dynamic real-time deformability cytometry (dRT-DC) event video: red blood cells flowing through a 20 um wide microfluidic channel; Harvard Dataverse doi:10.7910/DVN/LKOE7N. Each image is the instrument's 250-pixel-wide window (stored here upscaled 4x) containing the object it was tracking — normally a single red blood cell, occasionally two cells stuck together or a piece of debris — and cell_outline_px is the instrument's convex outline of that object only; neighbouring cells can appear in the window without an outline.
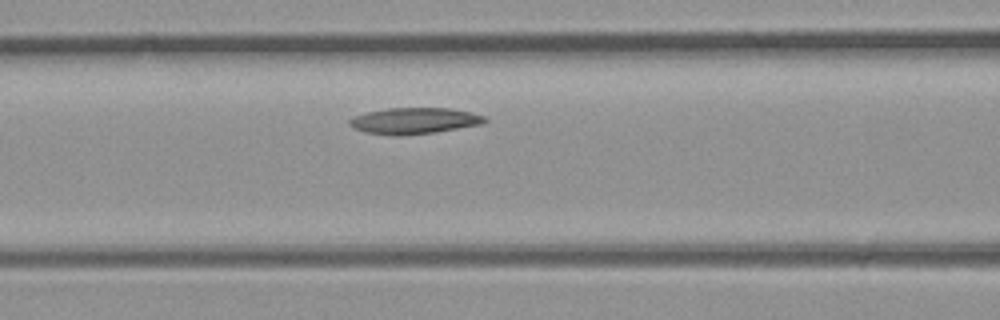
{"species": "common noctule bat (a hibernating species)", "species_latin": "Nyctalus noctula", "temperature_condition": "room temperature", "stored_images_in_passage": 18, "camera_frame_rate_fps": 3000, "um_per_image_px": 0.085, "animal": {"sex": "male", "body_mass_g": 23.1, "forearm_length_mm": 52.7}, "frame": {"image": 1, "passage_image": 8, "time_ms": 2.333, "image_size_px": [1000, 320], "cell_outline_px": [[488, 120], [484, 124], [436, 132], [404, 136], [392, 136], [364, 132], [352, 128], [348, 124], [348, 120], [352, 116], [368, 112], [388, 108], [448, 108], [472, 112], [484, 116]], "centroid_in_image_um": [35.19, 10.28], "position_along_channel_um": 131.4, "area_um2": 21.04}}
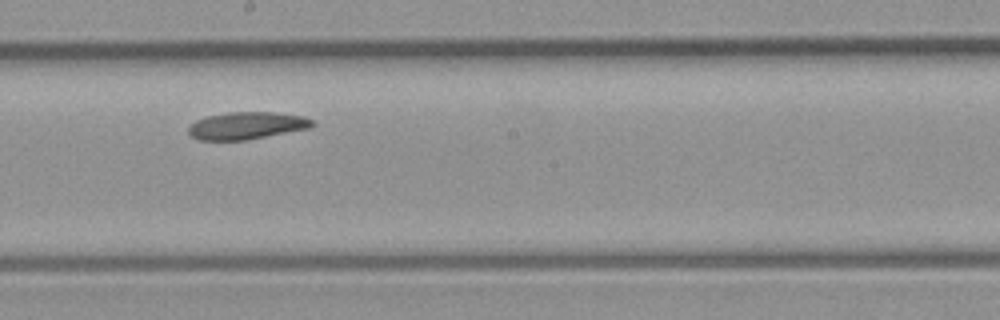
{"frame": {"image": 2, "passage_image": 13, "time_ms": 4.0, "image_size_px": [1000, 320], "cell_outline_px": [[316, 124], [312, 128], [248, 140], [196, 140], [188, 132], [188, 128], [196, 120], [208, 116], [228, 112], [276, 112], [304, 116], [312, 120]], "centroid_in_image_um": [21.02, 10.68], "position_along_channel_um": 227.2, "area_um2": 19.94}}
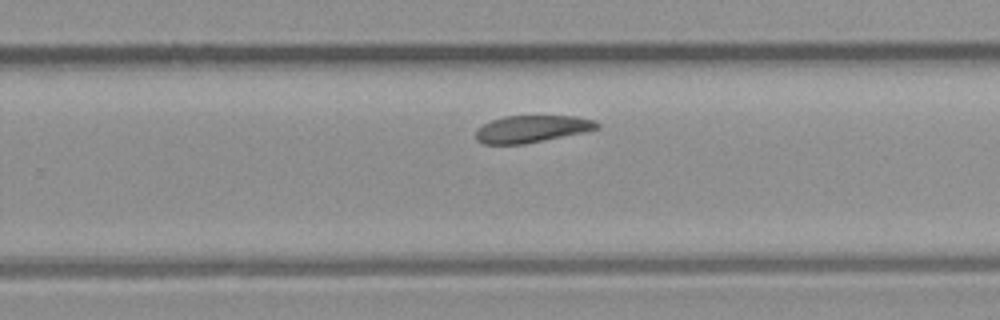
{"frame": {"image": 3, "passage_image": 16, "time_ms": 5.0, "image_size_px": [1000, 320], "cell_outline_px": [[600, 128], [584, 132], [524, 144], [484, 144], [476, 140], [476, 132], [484, 124], [492, 120], [504, 116], [576, 116], [596, 120], [600, 124]], "centroid_in_image_um": [45.25, 10.95], "position_along_channel_um": 284.6, "area_um2": 19.07}}